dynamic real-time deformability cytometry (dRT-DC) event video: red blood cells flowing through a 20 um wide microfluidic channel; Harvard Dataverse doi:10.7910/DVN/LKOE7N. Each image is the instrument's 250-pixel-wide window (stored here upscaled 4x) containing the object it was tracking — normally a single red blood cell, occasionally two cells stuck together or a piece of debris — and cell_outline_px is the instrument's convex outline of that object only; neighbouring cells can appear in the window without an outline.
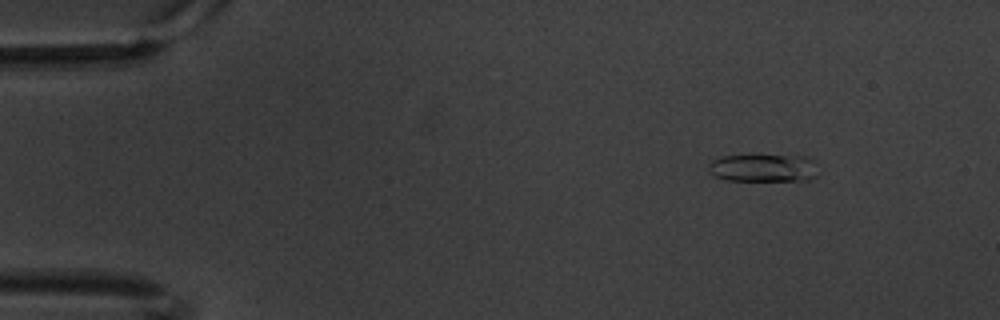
{"species": "common noctule bat (a hibernating species)", "species_latin": "Nyctalus noctula", "temperature_condition": "warm", "stored_images_in_passage": 5, "camera_frame_rate_fps": 3000, "um_per_image_px": 0.085, "animal": {"sex": "male", "body_mass_g": 20.1, "forearm_length_mm": 53.5}, "frame": {"image": 1, "passage_image": 2, "time_ms": 0.333, "image_size_px": [1000, 320], "cell_outline_px": [[816, 176], [808, 180], [724, 180], [716, 176], [708, 168], [708, 164], [712, 160], [720, 156], [756, 152], [808, 156], [812, 160]], "centroid_in_image_um": [64.84, 14.2], "position_along_channel_um": 20.2, "area_um2": 18.61}}